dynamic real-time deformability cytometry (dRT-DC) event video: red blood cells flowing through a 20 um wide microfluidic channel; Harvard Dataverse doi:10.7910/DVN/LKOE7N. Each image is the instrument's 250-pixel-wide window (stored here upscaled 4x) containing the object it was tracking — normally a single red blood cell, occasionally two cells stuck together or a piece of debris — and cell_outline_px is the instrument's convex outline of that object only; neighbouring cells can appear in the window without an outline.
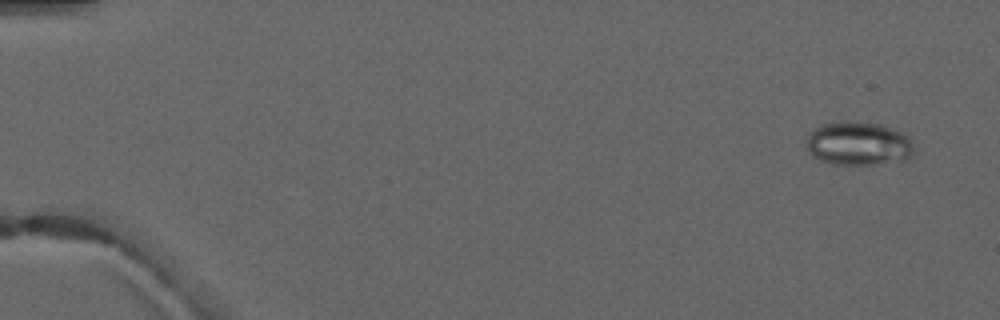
{"species": "common noctule bat (a hibernating species)", "species_latin": "Nyctalus noctula", "temperature_condition": "warm", "stored_images_in_passage": 6, "camera_frame_rate_fps": 3000, "um_per_image_px": 0.085, "animal": {"sex": "male", "forearm_length_mm": 52.5}, "frame": {"image": 1, "passage_image": 1, "time_ms": 0.0, "image_size_px": [1000, 320], "cell_outline_px": [[916, 152], [908, 160], [872, 164], [832, 164], [820, 160], [812, 156], [808, 152], [808, 132], [812, 128], [820, 124], [844, 120], [848, 120], [880, 124], [892, 128], [908, 136], [912, 140]], "centroid_in_image_um": [72.98, 12.19], "position_along_channel_um": 12.0, "area_um2": 27.92}}